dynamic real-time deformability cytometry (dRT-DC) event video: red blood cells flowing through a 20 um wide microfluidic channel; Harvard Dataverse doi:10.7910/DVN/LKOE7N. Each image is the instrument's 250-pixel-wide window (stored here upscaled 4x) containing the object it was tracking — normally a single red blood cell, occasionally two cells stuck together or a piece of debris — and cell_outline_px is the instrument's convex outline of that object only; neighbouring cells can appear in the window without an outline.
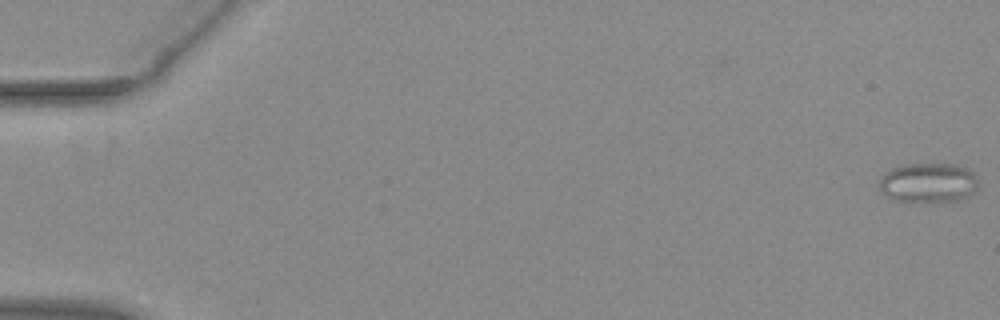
{"species": "common noctule bat (a hibernating species)", "species_latin": "Nyctalus noctula", "temperature_condition": "warm", "stored_images_in_passage": 55, "camera_frame_rate_fps": 3000, "um_per_image_px": 0.085, "animal": {"sex": "female", "body_mass_g": 29.2, "forearm_length_mm": 56.3}, "frame": {"image": 1, "passage_image": 1, "time_ms": 0.0, "image_size_px": [1000, 320], "cell_outline_px": [[976, 184], [972, 192], [956, 200], [912, 204], [896, 200], [880, 192], [880, 180], [884, 172], [900, 164], [956, 164], [968, 168], [976, 176]], "centroid_in_image_um": [78.83, 15.54], "position_along_channel_um": 6.2, "area_um2": 23.12}}
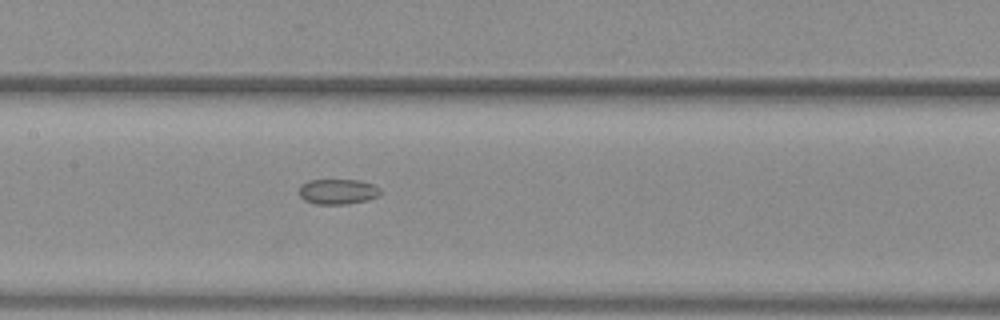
{"frame": {"image": 2, "passage_image": 28, "time_ms": 9.0, "image_size_px": [1000, 320], "cell_outline_px": [[380, 192], [376, 196], [368, 200], [348, 204], [316, 204], [304, 200], [300, 196], [300, 184], [308, 180], [360, 180], [372, 184], [380, 188]], "centroid_in_image_um": [28.69, 16.28], "position_along_channel_um": 178.7, "area_um2": 11.96}}
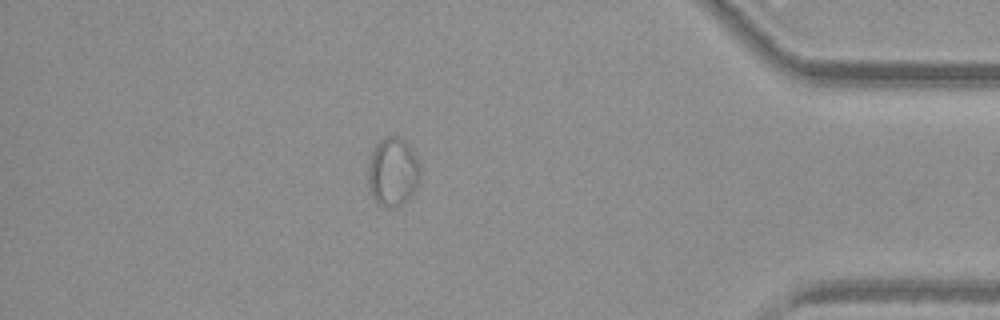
{"frame": {"image": 3, "passage_image": 48, "time_ms": 15.667, "image_size_px": [1000, 320], "cell_outline_px": [[420, 176], [412, 192], [396, 208], [388, 208], [380, 204], [372, 196], [368, 184], [368, 164], [372, 152], [376, 144], [380, 140], [388, 136], [400, 136], [412, 148], [420, 164]], "centroid_in_image_um": [33.38, 14.57], "position_along_channel_um": 401.8, "area_um2": 20.69}, "authors_computed_cell_mechanics": {"area_um2": 16.8198, "velocity_mm_per_s": 3.9039, "shape_relaxation_time_tau1_ms": null, "shape_relaxation_time_tau2_ms": 0.9527, "deformation_change_tau1": null, "deformation_change_tau2": 0.0288}}